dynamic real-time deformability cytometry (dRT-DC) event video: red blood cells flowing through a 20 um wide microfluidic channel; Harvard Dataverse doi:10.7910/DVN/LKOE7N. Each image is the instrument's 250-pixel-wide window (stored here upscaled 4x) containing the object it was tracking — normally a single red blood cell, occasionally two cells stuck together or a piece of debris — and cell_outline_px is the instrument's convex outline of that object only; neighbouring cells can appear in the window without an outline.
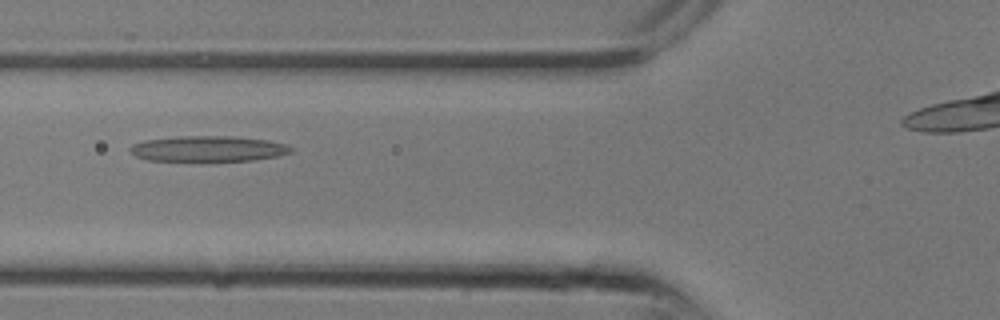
{"species": "common noctule bat (a hibernating species)", "species_latin": "Nyctalus noctula", "temperature_condition": "room temperature", "stored_images_in_passage": 9, "camera_frame_rate_fps": 3000, "um_per_image_px": 0.085, "animal": {"sex": "male", "body_mass_g": 13.3}, "frame": {"image": 1, "passage_image": 3, "time_ms": 0.667, "image_size_px": [1000, 320], "cell_outline_px": [[292, 152], [280, 156], [252, 160], [148, 160], [136, 156], [128, 148], [132, 144], [144, 140], [180, 136], [232, 136], [268, 140], [284, 144], [292, 148]], "centroid_in_image_um": [17.7, 12.63], "position_along_channel_um": 108.1, "area_um2": 23.76}}
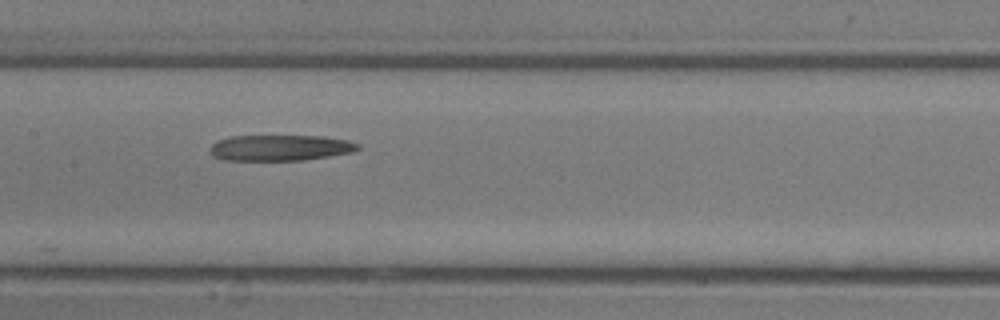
{"frame": {"image": 2, "passage_image": 6, "time_ms": 1.667, "image_size_px": [1000, 320], "cell_outline_px": [[360, 148], [352, 152], [328, 156], [300, 160], [224, 160], [212, 156], [208, 148], [216, 140], [232, 136], [324, 136], [348, 140], [360, 144]], "centroid_in_image_um": [23.78, 12.55], "position_along_channel_um": 183.6, "area_um2": 22.37}}
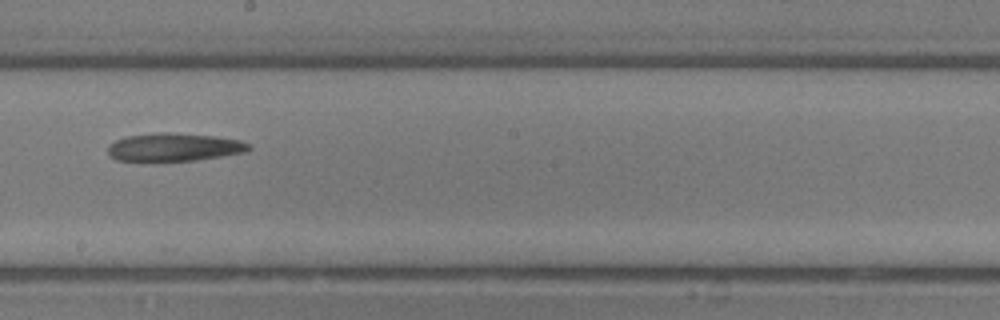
{"frame": {"image": 3, "passage_image": 8, "time_ms": 2.333, "image_size_px": [1000, 320], "cell_outline_px": [[252, 148], [248, 152], [196, 160], [116, 160], [108, 156], [108, 144], [124, 136], [160, 132], [168, 132], [216, 136], [240, 140], [252, 144]], "centroid_in_image_um": [14.83, 12.49], "position_along_channel_um": 233.4, "area_um2": 23.18}}